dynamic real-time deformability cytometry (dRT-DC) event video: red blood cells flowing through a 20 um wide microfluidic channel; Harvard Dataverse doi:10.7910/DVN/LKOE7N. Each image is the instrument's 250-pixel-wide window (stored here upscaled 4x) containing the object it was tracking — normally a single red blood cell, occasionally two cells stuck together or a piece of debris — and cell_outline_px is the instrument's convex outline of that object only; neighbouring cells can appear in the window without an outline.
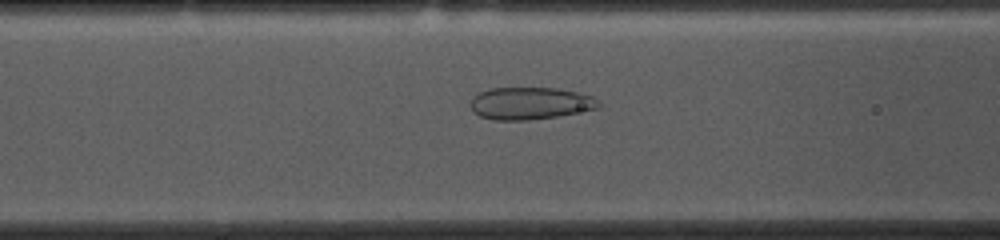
{"species": "common noctule bat (a hibernating species)", "species_latin": "Nyctalus noctula", "temperature_condition": "cold", "stored_images_in_passage": 52, "camera_frame_rate_fps": 3000, "um_per_image_px": 0.085, "animal": {"sex": "female", "body_mass_g": 10.0, "forearm_length_mm": 53.1}, "frame": {"image": 1, "passage_image": 19, "time_ms": 6.0, "image_size_px": [1000, 240], "cell_outline_px": [[600, 108], [556, 116], [528, 120], [492, 120], [480, 116], [472, 112], [468, 104], [472, 96], [480, 92], [492, 88], [556, 88], [576, 92], [592, 96], [600, 104]], "centroid_in_image_um": [44.99, 8.78], "position_along_channel_um": 121.6, "area_um2": 24.16}}
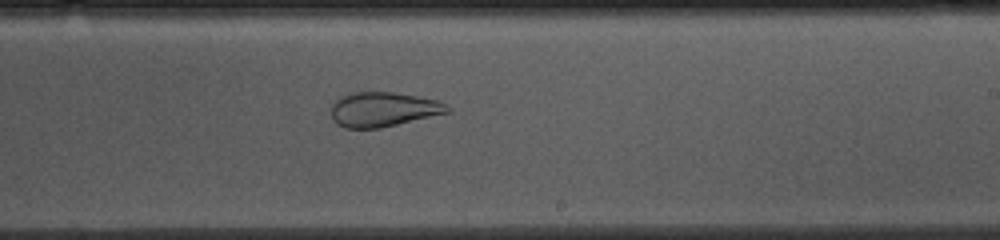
{"frame": {"image": 2, "passage_image": 30, "time_ms": 9.667, "image_size_px": [1000, 240], "cell_outline_px": [[452, 112], [380, 128], [344, 128], [336, 124], [332, 120], [332, 104], [340, 96], [348, 92], [392, 92], [440, 100], [452, 108]], "centroid_in_image_um": [32.59, 9.29], "position_along_channel_um": 256.4, "area_um2": 23.76}}
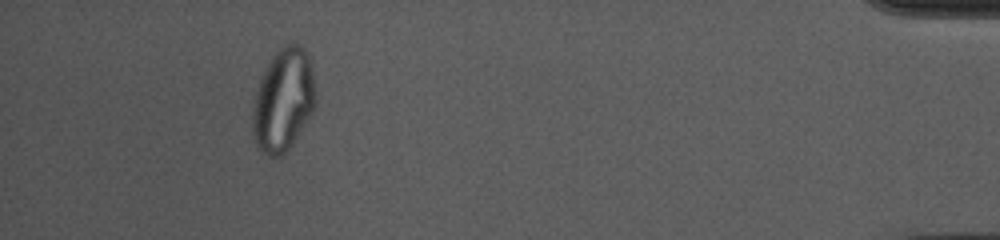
{"frame": {"image": 3, "passage_image": 48, "time_ms": 15.667, "image_size_px": [1000, 240], "cell_outline_px": [[316, 104], [312, 112], [300, 132], [292, 144], [280, 156], [268, 156], [256, 148], [252, 136], [252, 104], [264, 68], [276, 52], [284, 44], [292, 40], [296, 40], [304, 48], [308, 56], [312, 68], [316, 92]], "centroid_in_image_um": [24.07, 8.48], "position_along_channel_um": 411.1, "area_um2": 38.32}}